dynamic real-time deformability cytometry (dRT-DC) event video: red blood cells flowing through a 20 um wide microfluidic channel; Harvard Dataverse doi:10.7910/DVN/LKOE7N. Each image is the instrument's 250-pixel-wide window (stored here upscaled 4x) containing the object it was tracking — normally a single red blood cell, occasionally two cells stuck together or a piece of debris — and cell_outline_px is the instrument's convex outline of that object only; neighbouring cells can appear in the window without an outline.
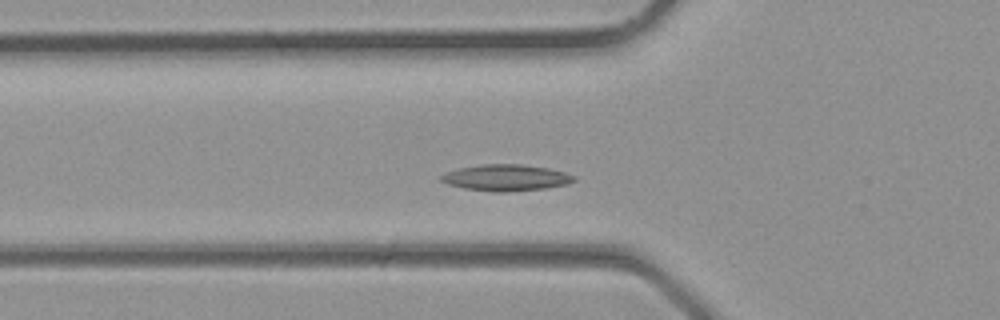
{"species": "common noctule bat (a hibernating species)", "species_latin": "Nyctalus noctula", "temperature_condition": "room temperature", "stored_images_in_passage": 24, "camera_frame_rate_fps": 3000, "um_per_image_px": 0.085, "animal": {"sex": "male", "body_mass_g": 23.1, "forearm_length_mm": 52.7}, "frame": {"image": 1, "passage_image": 8, "time_ms": 2.333, "image_size_px": [1000, 320], "cell_outline_px": [[576, 180], [568, 184], [544, 188], [504, 192], [492, 192], [464, 188], [448, 184], [440, 180], [440, 176], [448, 172], [460, 168], [480, 164], [520, 164], [548, 168], [564, 172], [576, 176]], "centroid_in_image_um": [43.03, 15.1], "position_along_channel_um": 82.8, "area_um2": 20.29}}
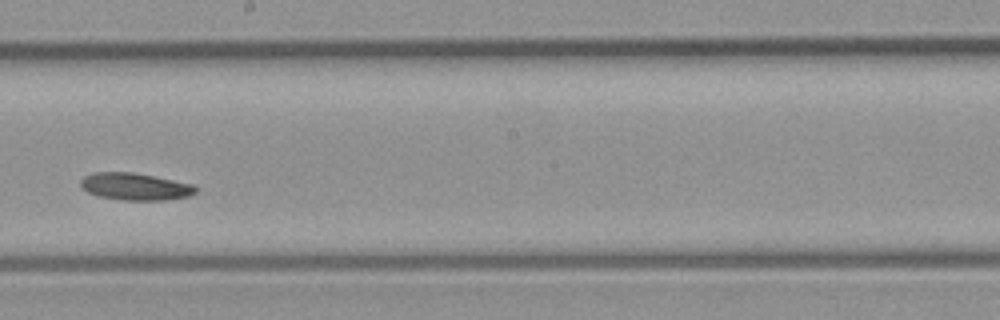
{"frame": {"image": 2, "passage_image": 16, "time_ms": 5.0, "image_size_px": [1000, 320], "cell_outline_px": [[200, 188], [196, 192], [188, 196], [164, 200], [124, 200], [96, 196], [80, 188], [80, 180], [84, 176], [96, 172], [132, 172], [192, 184]], "centroid_in_image_um": [11.46, 15.86], "position_along_channel_um": 236.7, "area_um2": 18.21}}
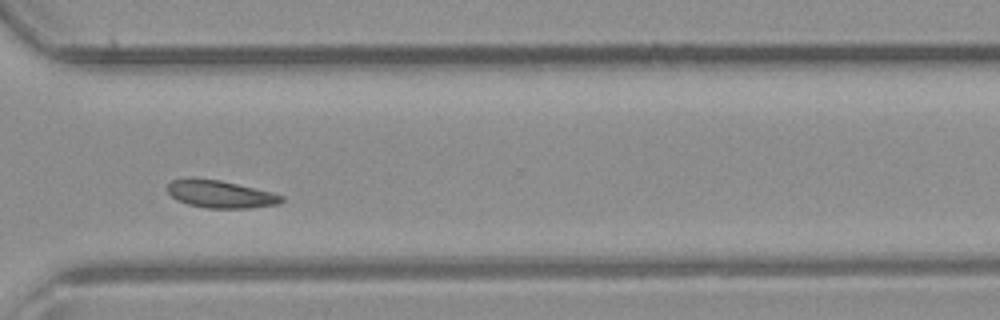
{"frame": {"image": 3, "passage_image": 22, "time_ms": 7.0, "image_size_px": [1000, 320], "cell_outline_px": [[284, 200], [280, 204], [252, 208], [208, 208], [188, 204], [176, 200], [168, 192], [168, 184], [172, 180], [188, 176], [220, 180], [272, 192], [284, 196]], "centroid_in_image_um": [18.73, 16.49], "position_along_channel_um": 351.9, "area_um2": 18.55}}